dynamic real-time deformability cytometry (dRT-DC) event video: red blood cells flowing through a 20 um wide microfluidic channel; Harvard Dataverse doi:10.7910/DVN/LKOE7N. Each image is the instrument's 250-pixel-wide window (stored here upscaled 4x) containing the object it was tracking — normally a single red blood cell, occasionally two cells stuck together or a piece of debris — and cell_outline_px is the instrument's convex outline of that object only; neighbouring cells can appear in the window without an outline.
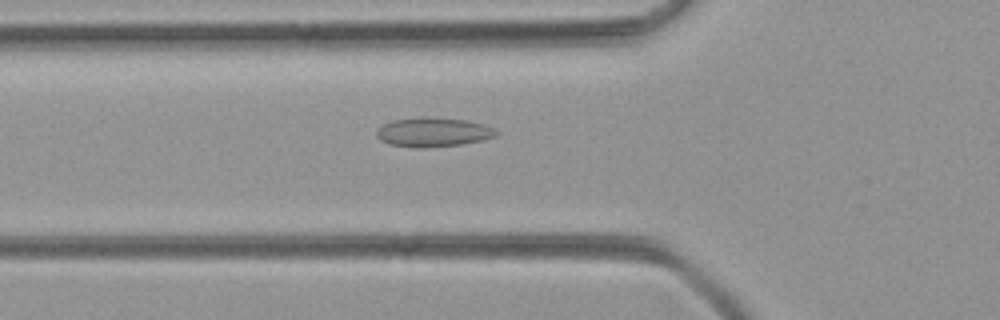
{"species": "common noctule bat (a hibernating species)", "species_latin": "Nyctalus noctula", "temperature_condition": "room temperature", "stored_images_in_passage": 36, "camera_frame_rate_fps": 3000, "um_per_image_px": 0.085, "animal": {"sex": "female", "body_mass_g": 21.9}, "frame": {"image": 1, "passage_image": 7, "time_ms": 2.0, "image_size_px": [1000, 320], "cell_outline_px": [[500, 132], [496, 136], [484, 140], [460, 144], [416, 148], [388, 144], [380, 140], [376, 136], [376, 128], [392, 120], [464, 120], [484, 124]], "centroid_in_image_um": [36.82, 11.29], "position_along_channel_um": 89.0, "area_um2": 19.42}}
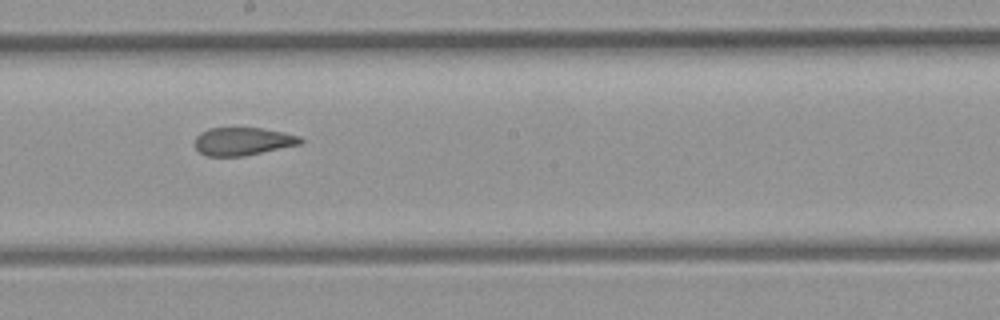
{"frame": {"image": 2, "passage_image": 17, "time_ms": 5.333, "image_size_px": [1000, 320], "cell_outline_px": [[304, 140], [300, 144], [244, 156], [208, 156], [200, 152], [196, 148], [196, 136], [200, 132], [208, 128], [260, 128], [284, 132], [300, 136]], "centroid_in_image_um": [20.64, 12.01], "position_along_channel_um": 227.6, "area_um2": 17.11}}
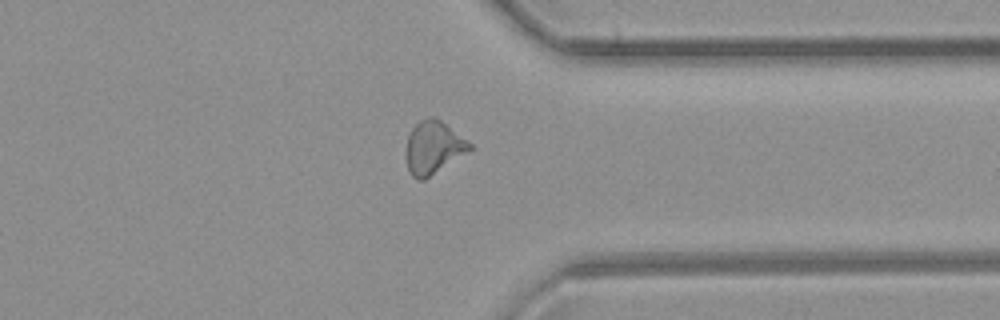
{"frame": {"image": 3, "passage_image": 28, "time_ms": 9.0, "image_size_px": [1000, 320], "cell_outline_px": [[476, 148], [424, 180], [416, 180], [408, 172], [408, 136], [412, 128], [420, 120], [428, 116], [436, 116], [468, 140]], "centroid_in_image_um": [36.9, 12.53], "position_along_channel_um": 374.5, "area_um2": 19.77}}